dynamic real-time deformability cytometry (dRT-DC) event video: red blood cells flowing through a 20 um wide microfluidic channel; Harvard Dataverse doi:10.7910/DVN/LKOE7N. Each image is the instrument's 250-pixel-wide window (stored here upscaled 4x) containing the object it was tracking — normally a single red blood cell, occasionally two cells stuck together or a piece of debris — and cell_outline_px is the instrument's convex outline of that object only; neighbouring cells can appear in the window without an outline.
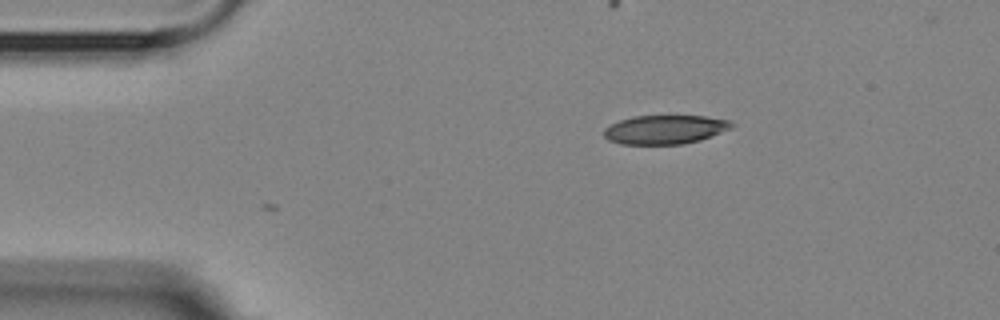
{"species": "Egyptian fruit bat (a non-hibernating species)", "species_latin": "Rousettus aegyptiacus", "temperature_condition": "room temperature", "stored_images_in_passage": 3, "camera_frame_rate_fps": 3000, "um_per_image_px": 0.085, "animal": {"sex": "female"}, "frame": {"image": 1, "passage_image": 3, "time_ms": 2.333, "image_size_px": [1000, 320], "cell_outline_px": [[736, 124], [732, 128], [700, 140], [684, 144], [620, 144], [608, 140], [604, 136], [604, 128], [620, 120], [632, 116], [704, 116], [728, 120]], "centroid_in_image_um": [56.52, 11.01], "position_along_channel_um": 28.5, "area_um2": 21.5}}